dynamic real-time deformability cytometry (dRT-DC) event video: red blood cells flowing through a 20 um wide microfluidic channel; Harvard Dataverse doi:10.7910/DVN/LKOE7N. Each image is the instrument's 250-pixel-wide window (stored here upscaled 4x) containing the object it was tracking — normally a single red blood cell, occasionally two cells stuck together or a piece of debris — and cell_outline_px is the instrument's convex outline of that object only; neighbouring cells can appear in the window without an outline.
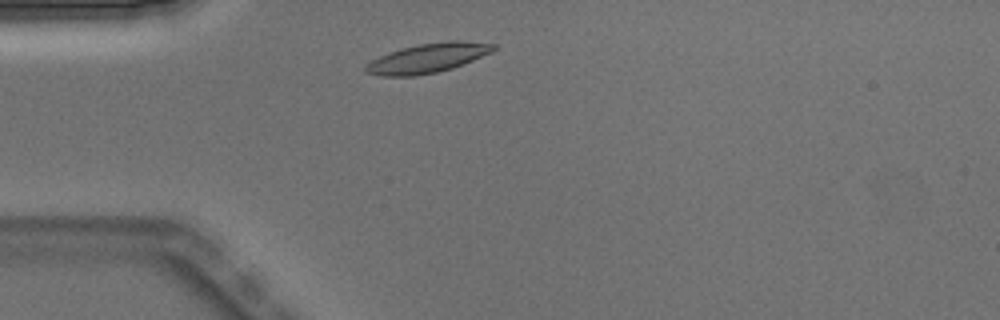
{"species": "Egyptian fruit bat (a non-hibernating species)", "species_latin": "Rousettus aegyptiacus", "temperature_condition": "warm", "stored_images_in_passage": 1, "camera_frame_rate_fps": 3000, "um_per_image_px": 0.085, "animal": {"sex": "male"}, "frame": {"image": 1, "passage_image": 1, "time_ms": 0.0, "image_size_px": [1000, 320], "cell_outline_px": [[496, 48], [492, 52], [452, 68], [436, 72], [412, 76], [380, 76], [364, 72], [364, 68], [372, 60], [388, 52], [400, 48], [420, 44], [448, 40], [460, 40], [496, 44]], "centroid_in_image_um": [36.35, 4.93], "position_along_channel_um": 48.7, "area_um2": 21.79}}